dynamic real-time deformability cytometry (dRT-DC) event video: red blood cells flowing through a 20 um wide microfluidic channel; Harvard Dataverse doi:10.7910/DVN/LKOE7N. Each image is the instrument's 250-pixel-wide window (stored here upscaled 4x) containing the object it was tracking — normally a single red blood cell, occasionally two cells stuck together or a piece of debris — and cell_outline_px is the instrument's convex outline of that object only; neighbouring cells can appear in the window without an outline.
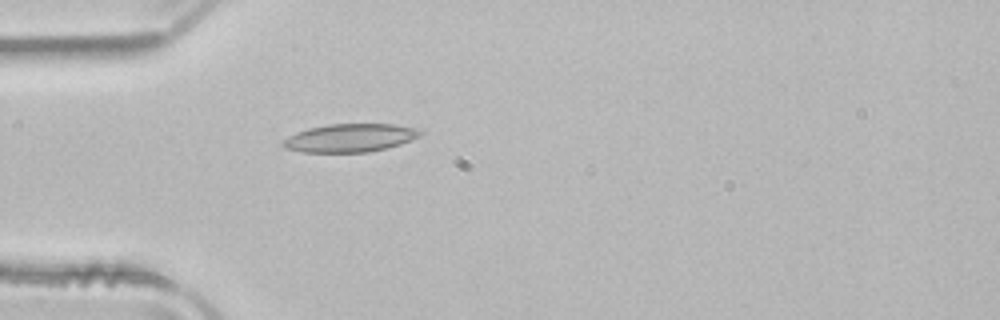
{"species": "common noctule bat (a hibernating species)", "species_latin": "Nyctalus noctula", "temperature_condition": "room temperature", "stored_images_in_passage": 50, "camera_frame_rate_fps": 3000, "um_per_image_px": 0.085, "animal": {"sex": "male", "body_mass_g": 21.5, "forearm_length_mm": 52.0}, "frame": {"image": 1, "passage_image": 14, "time_ms": 4.333, "image_size_px": [1000, 320], "cell_outline_px": [[424, 132], [420, 136], [400, 144], [368, 152], [304, 152], [284, 148], [280, 144], [288, 136], [296, 132], [308, 128], [328, 124], [392, 124], [416, 128]], "centroid_in_image_um": [29.73, 11.71], "position_along_channel_um": 55.3, "area_um2": 22.48}}
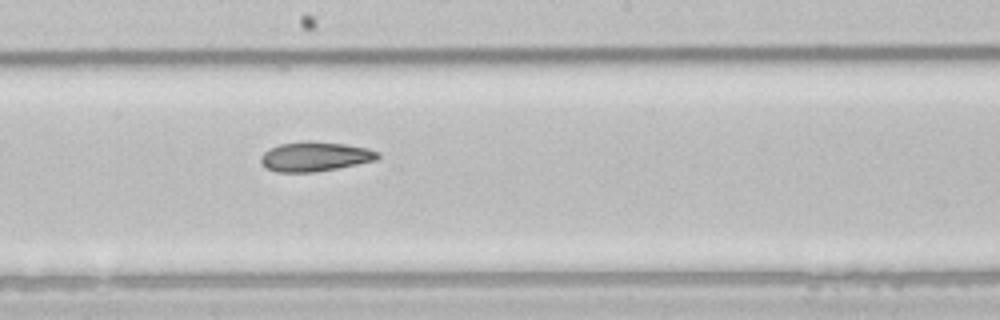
{"frame": {"image": 2, "passage_image": 27, "time_ms": 8.667, "image_size_px": [1000, 320], "cell_outline_px": [[380, 156], [376, 160], [336, 168], [312, 172], [276, 172], [268, 168], [260, 160], [260, 156], [264, 152], [280, 144], [308, 140], [344, 144], [368, 148], [380, 152]], "centroid_in_image_um": [26.79, 13.29], "position_along_channel_um": 221.4, "area_um2": 19.94}}
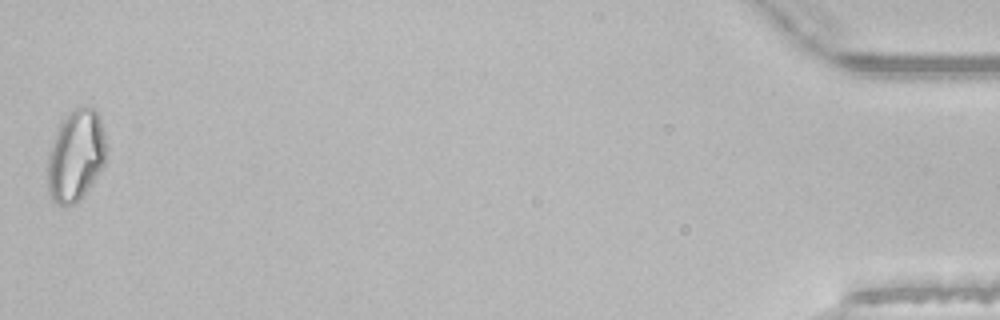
{"frame": {"image": 3, "passage_image": 50, "time_ms": 16.333, "image_size_px": [1000, 320], "cell_outline_px": [[104, 164], [96, 176], [76, 204], [60, 204], [48, 192], [48, 152], [60, 120], [76, 108], [92, 108], [100, 116], [104, 132]], "centroid_in_image_um": [6.42, 13.19], "position_along_channel_um": 428.8, "area_um2": 30.52}, "authors_computed_cell_mechanics": {"area_um2": 22.3686, "velocity_mm_per_s": 3.9649, "shape_relaxation_time_tau1_ms": null, "shape_relaxation_time_tau2_ms": 7.719, "deformation_change_tau1": null, "deformation_change_tau2": 0.1318}}